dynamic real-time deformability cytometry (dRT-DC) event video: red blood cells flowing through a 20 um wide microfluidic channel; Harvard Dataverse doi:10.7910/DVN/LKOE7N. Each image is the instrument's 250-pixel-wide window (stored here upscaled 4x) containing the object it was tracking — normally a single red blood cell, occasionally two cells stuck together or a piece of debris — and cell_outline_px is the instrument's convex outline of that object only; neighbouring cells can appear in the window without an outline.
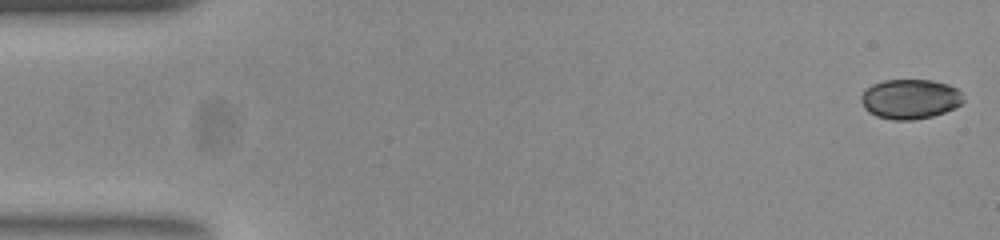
{"species": "common noctule bat (a hibernating species)", "species_latin": "Nyctalus noctula", "temperature_condition": "room temperature", "stored_images_in_passage": 49, "camera_frame_rate_fps": 3000, "um_per_image_px": 0.085, "animal": {"sex": "female", "body_mass_g": 23.0, "forearm_length_mm": 53.4}, "frame": {"image": 1, "passage_image": 1, "time_ms": 0.0, "image_size_px": [1000, 240], "cell_outline_px": [[964, 100], [960, 104], [944, 112], [932, 116], [912, 120], [892, 120], [876, 116], [868, 112], [864, 108], [860, 100], [860, 96], [872, 84], [884, 80], [932, 80], [948, 84], [956, 88], [960, 92]], "centroid_in_image_um": [77.33, 8.42], "position_along_channel_um": 7.7, "area_um2": 23.64}}
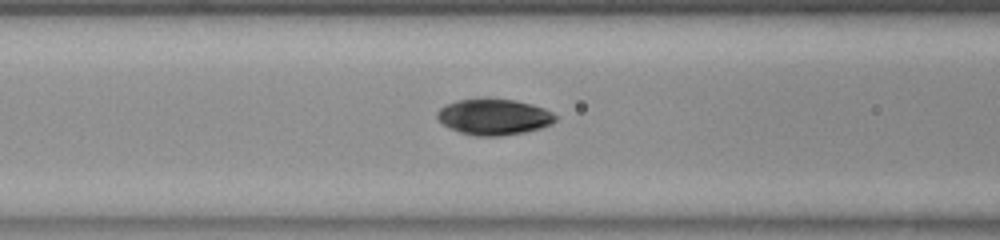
{"frame": {"image": 2, "passage_image": 21, "time_ms": 6.667, "image_size_px": [1000, 240], "cell_outline_px": [[556, 120], [552, 124], [540, 128], [524, 132], [500, 136], [476, 136], [460, 132], [448, 128], [436, 116], [436, 112], [444, 104], [456, 100], [484, 96], [488, 96], [516, 100], [532, 104], [544, 108], [552, 112], [556, 116]], "centroid_in_image_um": [41.95, 9.89], "position_along_channel_um": 124.6, "area_um2": 25.49}}
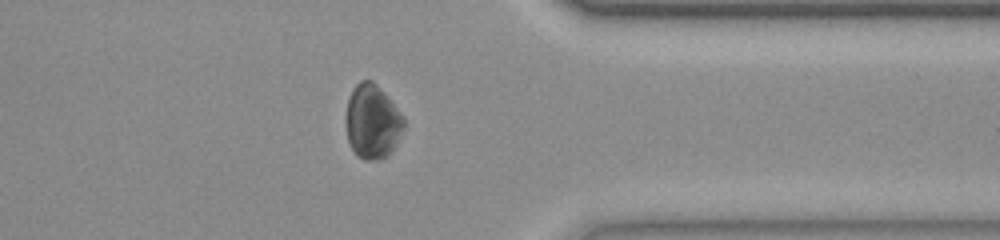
{"frame": {"image": 3, "passage_image": 42, "time_ms": 13.667, "image_size_px": [1000, 240], "cell_outline_px": [[404, 128], [392, 152], [388, 156], [380, 160], [364, 160], [356, 156], [348, 140], [344, 120], [344, 116], [348, 100], [352, 88], [360, 80], [372, 80], [388, 96], [400, 112], [404, 120]], "centroid_in_image_um": [31.63, 10.35], "position_along_channel_um": 379.8, "area_um2": 25.49}, "authors_computed_cell_mechanics": {"area_um2": 25.143, "velocity_mm_per_s": 3.7964, "shape_relaxation_time_tau1_ms": 2.4278, "shape_relaxation_time_tau2_ms": 5.3566, "deformation_change_tau1": 0.0834, "deformation_change_tau2": 0.0722}}